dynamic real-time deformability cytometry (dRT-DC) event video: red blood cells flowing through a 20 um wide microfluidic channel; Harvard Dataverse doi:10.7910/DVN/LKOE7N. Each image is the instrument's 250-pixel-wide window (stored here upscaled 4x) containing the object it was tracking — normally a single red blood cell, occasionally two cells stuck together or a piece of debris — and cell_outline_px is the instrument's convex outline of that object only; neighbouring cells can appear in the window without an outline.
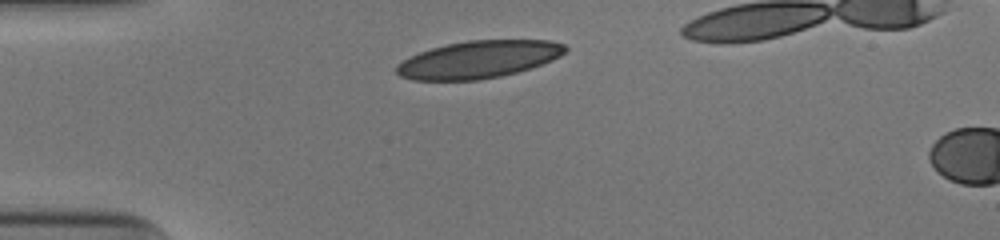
{"species": "human", "species_latin": "Homo sapiens", "temperature_condition": "cold", "stored_images_in_passage": 30, "camera_frame_rate_fps": 3000, "um_per_image_px": 0.085, "donor": {"sex": "male"}, "frame": {"image": 1, "passage_image": 1, "time_ms": 0.0, "image_size_px": [1000, 240], "cell_outline_px": [[568, 48], [560, 56], [552, 60], [532, 68], [500, 76], [480, 80], [412, 80], [400, 76], [396, 72], [396, 64], [420, 52], [432, 48], [448, 44], [468, 40], [548, 40], [564, 44]], "centroid_in_image_um": [40.69, 5.06], "position_along_channel_um": 44.3, "area_um2": 36.65}}
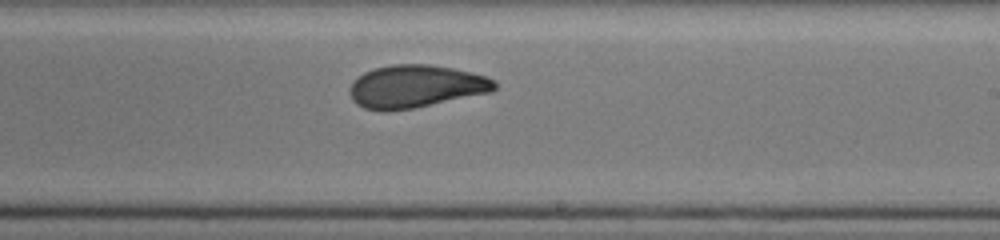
{"frame": {"image": 2, "passage_image": 19, "time_ms": 6.0, "image_size_px": [1000, 240], "cell_outline_px": [[496, 88], [492, 92], [412, 108], [384, 112], [364, 108], [356, 104], [352, 100], [348, 92], [348, 88], [352, 80], [364, 72], [376, 68], [392, 64], [428, 64], [452, 68], [472, 72], [488, 76], [496, 80]], "centroid_in_image_um": [35.31, 7.34], "position_along_channel_um": 253.7, "area_um2": 36.41}}
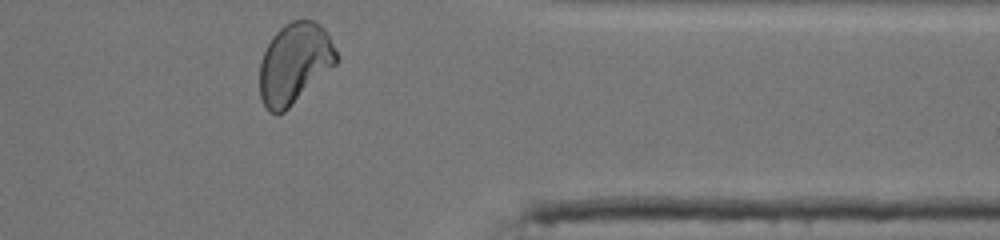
{"frame": {"image": 3, "passage_image": 30, "time_ms": 9.667, "image_size_px": [1000, 240], "cell_outline_px": [[336, 64], [284, 112], [276, 116], [268, 112], [260, 96], [260, 64], [264, 52], [272, 36], [284, 24], [292, 20], [304, 16], [320, 24], [324, 28], [336, 52]], "centroid_in_image_um": [25.01, 5.37], "position_along_channel_um": 386.4, "area_um2": 36.07}, "authors_computed_cell_mechanics": {"area_um2": 36.1539, "velocity_mm_per_s": 3.9327, "shape_relaxation_time_tau1_ms": null, "shape_relaxation_time_tau2_ms": 1.4606, "deformation_change_tau1": null, "deformation_change_tau2": 0.0638}}